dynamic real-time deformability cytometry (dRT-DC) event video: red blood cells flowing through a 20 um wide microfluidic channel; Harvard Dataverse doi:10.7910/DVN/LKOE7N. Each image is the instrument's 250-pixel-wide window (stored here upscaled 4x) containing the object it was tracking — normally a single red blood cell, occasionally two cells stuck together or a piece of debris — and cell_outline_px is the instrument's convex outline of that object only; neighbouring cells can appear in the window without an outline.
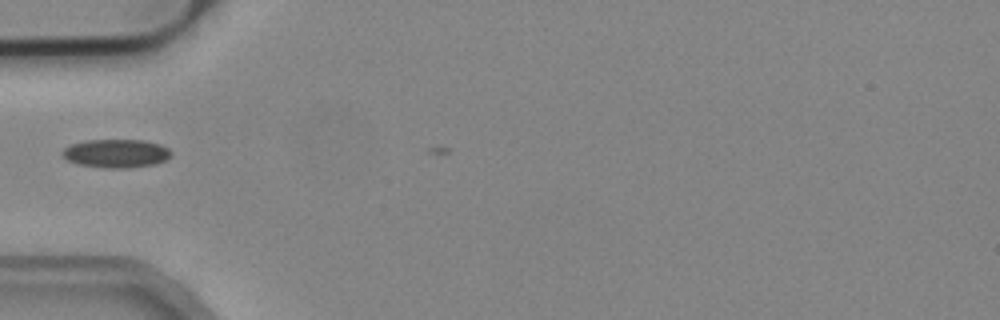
{"species": "common noctule bat (a hibernating species)", "species_latin": "Nyctalus noctula", "temperature_condition": "cold", "stored_images_in_passage": 3, "camera_frame_rate_fps": 3000, "um_per_image_px": 0.085, "animal": {"sex": "male", "body_mass_g": 19.2, "forearm_length_mm": 51.8}, "frame": {"image": 1, "passage_image": 2, "time_ms": 0.333, "image_size_px": [1000, 320], "cell_outline_px": [[172, 156], [156, 164], [128, 168], [104, 168], [80, 164], [68, 160], [60, 152], [64, 148], [72, 144], [84, 140], [144, 140], [160, 144], [168, 148], [172, 152]], "centroid_in_image_um": [9.9, 13.04], "position_along_channel_um": 75.1, "area_um2": 18.09}}